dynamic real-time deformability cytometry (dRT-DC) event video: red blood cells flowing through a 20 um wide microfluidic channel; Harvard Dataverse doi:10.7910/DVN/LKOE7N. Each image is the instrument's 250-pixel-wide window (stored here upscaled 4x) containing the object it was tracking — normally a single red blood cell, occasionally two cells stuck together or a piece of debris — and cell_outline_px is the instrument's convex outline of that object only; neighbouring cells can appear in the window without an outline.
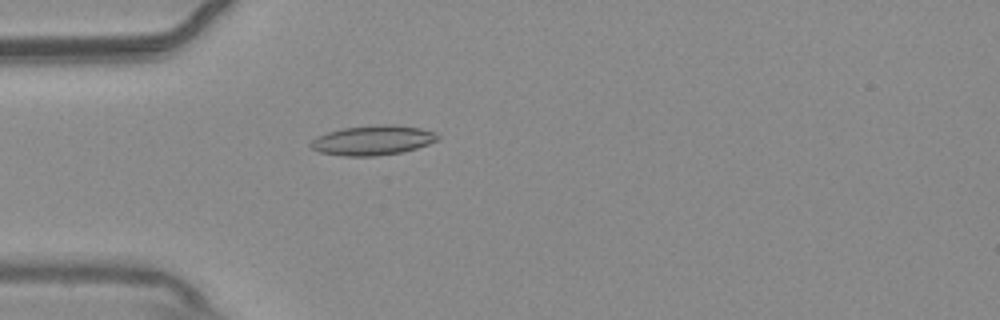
{"species": "common noctule bat (a hibernating species)", "species_latin": "Nyctalus noctula", "temperature_condition": "warm", "stored_images_in_passage": 48, "camera_frame_rate_fps": 3000, "um_per_image_px": 0.085, "animal": {"sex": "male", "body_mass_g": 20.4}, "frame": {"image": 1, "passage_image": 9, "time_ms": 2.667, "image_size_px": [1000, 320], "cell_outline_px": [[440, 136], [436, 140], [428, 144], [416, 148], [400, 152], [376, 156], [344, 156], [320, 152], [312, 148], [308, 144], [316, 136], [328, 132], [344, 128], [380, 124], [396, 124], [420, 128], [436, 132]], "centroid_in_image_um": [31.68, 11.91], "position_along_channel_um": 53.3, "area_um2": 21.96}}
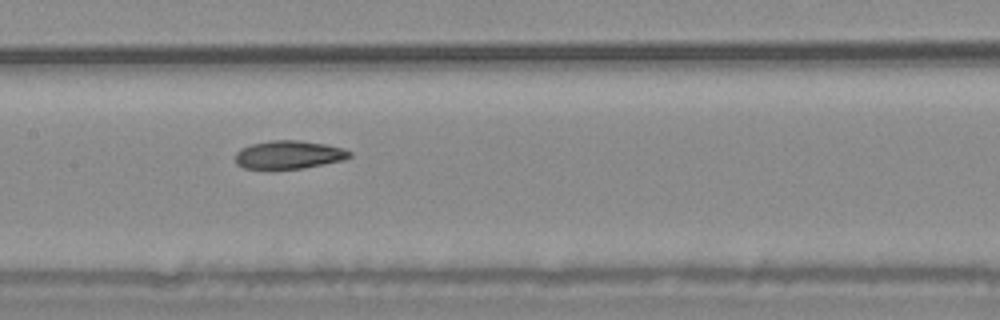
{"frame": {"image": 2, "passage_image": 20, "time_ms": 6.333, "image_size_px": [1000, 320], "cell_outline_px": [[352, 156], [344, 160], [304, 168], [272, 172], [244, 168], [236, 164], [236, 152], [240, 148], [252, 144], [272, 140], [296, 140], [324, 144], [344, 148], [352, 152]], "centroid_in_image_um": [24.52, 13.2], "position_along_channel_um": 182.9, "area_um2": 19.54}}
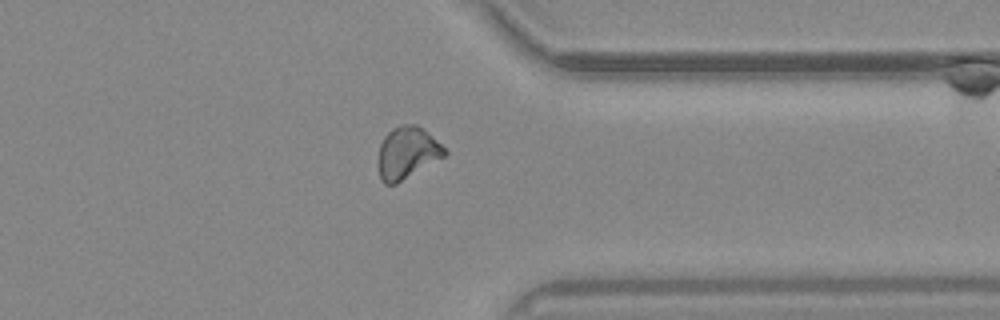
{"frame": {"image": 3, "passage_image": 36, "time_ms": 11.667, "image_size_px": [1000, 320], "cell_outline_px": [[448, 152], [444, 156], [396, 184], [384, 184], [380, 180], [376, 164], [380, 144], [384, 136], [392, 128], [400, 124], [416, 124], [440, 144]], "centroid_in_image_um": [34.53, 13.01], "position_along_channel_um": 376.9, "area_um2": 20.06}, "authors_computed_cell_mechanics": {"area_um2": 19.7676, "velocity_mm_per_s": 3.7136, "shape_relaxation_time_tau1_ms": null, "shape_relaxation_time_tau2_ms": 3.8845, "deformation_change_tau1": null, "deformation_change_tau2": 0.0976}}